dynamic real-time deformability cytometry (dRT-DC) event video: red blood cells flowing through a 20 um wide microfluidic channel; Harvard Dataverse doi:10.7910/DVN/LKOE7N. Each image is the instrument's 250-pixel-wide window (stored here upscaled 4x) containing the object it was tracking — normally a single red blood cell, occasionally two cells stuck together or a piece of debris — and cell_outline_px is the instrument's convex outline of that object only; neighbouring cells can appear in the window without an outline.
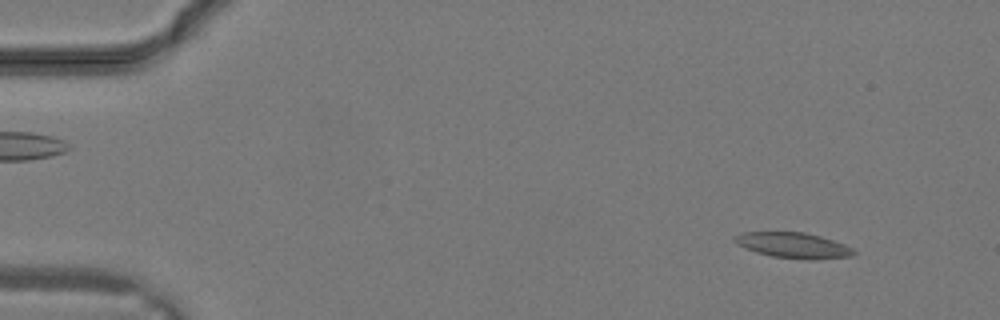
{"species": "common noctule bat (a hibernating species)", "species_latin": "Nyctalus noctula", "temperature_condition": "warm", "stored_images_in_passage": 31, "camera_frame_rate_fps": 3000, "um_per_image_px": 0.085, "animal": {"sex": "male", "body_mass_g": 19.2, "forearm_length_mm": 51.8}, "frame": {"image": 1, "passage_image": 3, "time_ms": 0.667, "image_size_px": [1000, 320], "cell_outline_px": [[856, 252], [852, 256], [816, 260], [808, 260], [772, 256], [756, 252], [740, 244], [736, 240], [736, 236], [740, 232], [804, 232], [820, 236], [844, 244], [852, 248]], "centroid_in_image_um": [67.5, 20.86], "position_along_channel_um": 17.5, "area_um2": 17.46}}
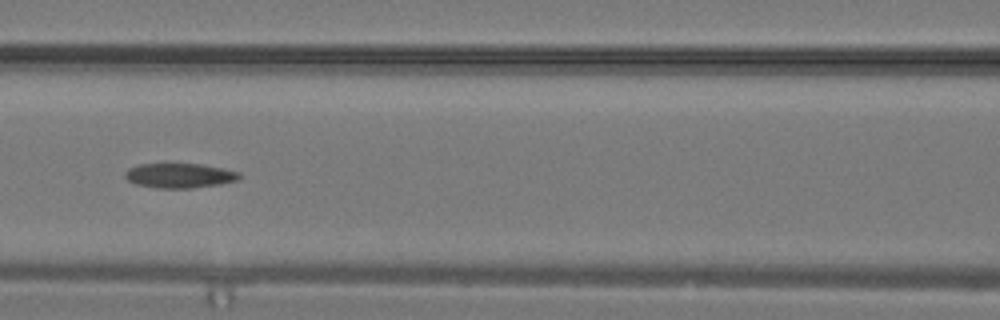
{"frame": {"image": 2, "passage_image": 14, "time_ms": 4.333, "image_size_px": [1000, 320], "cell_outline_px": [[240, 176], [236, 180], [220, 184], [192, 188], [156, 188], [136, 184], [128, 180], [124, 176], [124, 172], [128, 168], [140, 164], [200, 164], [224, 168], [240, 172]], "centroid_in_image_um": [15.24, 14.92], "position_along_channel_um": 151.4, "area_um2": 16.42}}
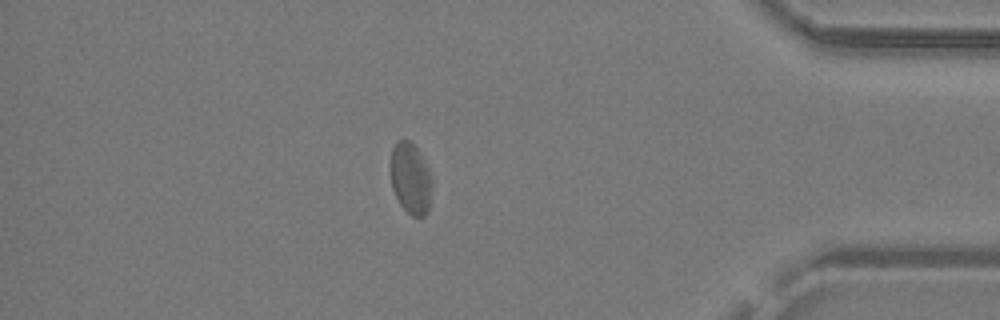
{"frame": {"image": 3, "passage_image": 27, "time_ms": 8.667, "image_size_px": [1000, 320], "cell_outline_px": [[432, 188], [428, 212], [424, 216], [412, 216], [400, 204], [392, 188], [392, 148], [396, 140], [408, 140], [416, 148], [428, 168], [432, 180]], "centroid_in_image_um": [34.92, 15.19], "position_along_channel_um": 400.3, "area_um2": 16.88}}